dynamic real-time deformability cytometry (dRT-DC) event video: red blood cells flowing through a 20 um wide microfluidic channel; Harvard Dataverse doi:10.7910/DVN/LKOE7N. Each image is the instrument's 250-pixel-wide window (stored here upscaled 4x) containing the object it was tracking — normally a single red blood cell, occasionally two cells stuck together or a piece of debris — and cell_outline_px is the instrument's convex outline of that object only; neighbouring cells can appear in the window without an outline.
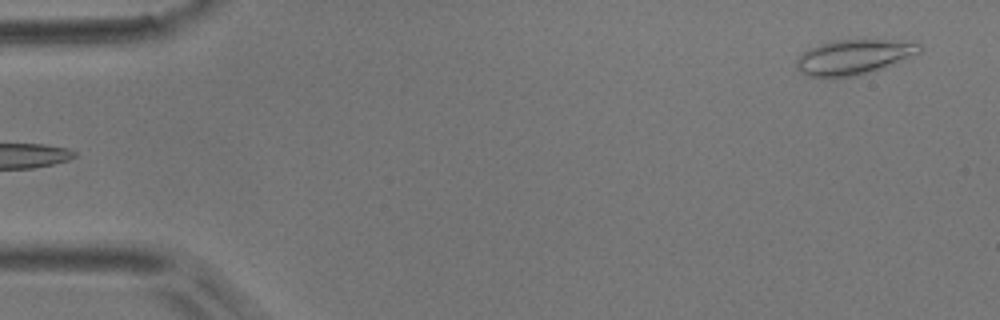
{"species": "common noctule bat (a hibernating species)", "species_latin": "Nyctalus noctula", "temperature_condition": "room temperature", "stored_images_in_passage": 4, "camera_frame_rate_fps": 3000, "um_per_image_px": 0.085, "animal": {"sex": "male", "body_mass_g": 17.9}, "frame": {"image": 1, "passage_image": 4, "time_ms": 8.0, "image_size_px": [1000, 320], "cell_outline_px": [[920, 52], [884, 68], [852, 76], [808, 76], [800, 72], [796, 64], [796, 60], [804, 52], [820, 44], [836, 40], [920, 40]], "centroid_in_image_um": [72.64, 4.82], "position_along_channel_um": 12.4, "area_um2": 24.74}}